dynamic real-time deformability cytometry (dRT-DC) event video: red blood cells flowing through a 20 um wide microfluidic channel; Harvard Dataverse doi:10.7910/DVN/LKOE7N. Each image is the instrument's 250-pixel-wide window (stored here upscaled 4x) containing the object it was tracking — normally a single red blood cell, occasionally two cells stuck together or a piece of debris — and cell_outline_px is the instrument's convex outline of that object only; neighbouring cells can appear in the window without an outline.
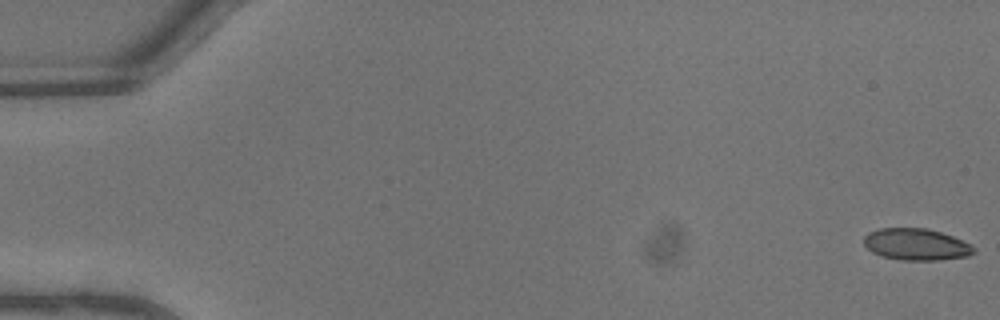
{"species": "common noctule bat (a hibernating species)", "species_latin": "Nyctalus noctula", "temperature_condition": "warm", "stored_images_in_passage": 14, "camera_frame_rate_fps": 3000, "um_per_image_px": 0.085, "animal": {"sex": "male", "body_mass_g": 13.3}, "frame": {"image": 1, "passage_image": 1, "time_ms": 0.0, "image_size_px": [1000, 320], "cell_outline_px": [[976, 252], [968, 256], [940, 260], [900, 260], [884, 256], [872, 252], [864, 244], [864, 236], [868, 232], [880, 228], [928, 228], [952, 236], [972, 244], [976, 248]], "centroid_in_image_um": [77.91, 20.77], "position_along_channel_um": 7.1, "area_um2": 20.4}}
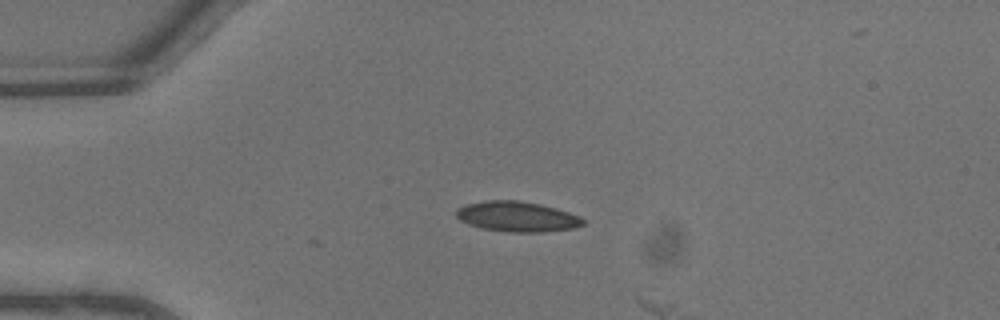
{"frame": {"image": 2, "passage_image": 12, "time_ms": 3.667, "image_size_px": [1000, 320], "cell_outline_px": [[584, 224], [576, 228], [544, 232], [508, 232], [480, 228], [468, 224], [460, 220], [456, 216], [456, 208], [464, 204], [488, 200], [516, 200], [540, 204], [556, 208], [580, 216], [584, 220]], "centroid_in_image_um": [43.94, 18.41], "position_along_channel_um": 41.1, "area_um2": 22.54}}